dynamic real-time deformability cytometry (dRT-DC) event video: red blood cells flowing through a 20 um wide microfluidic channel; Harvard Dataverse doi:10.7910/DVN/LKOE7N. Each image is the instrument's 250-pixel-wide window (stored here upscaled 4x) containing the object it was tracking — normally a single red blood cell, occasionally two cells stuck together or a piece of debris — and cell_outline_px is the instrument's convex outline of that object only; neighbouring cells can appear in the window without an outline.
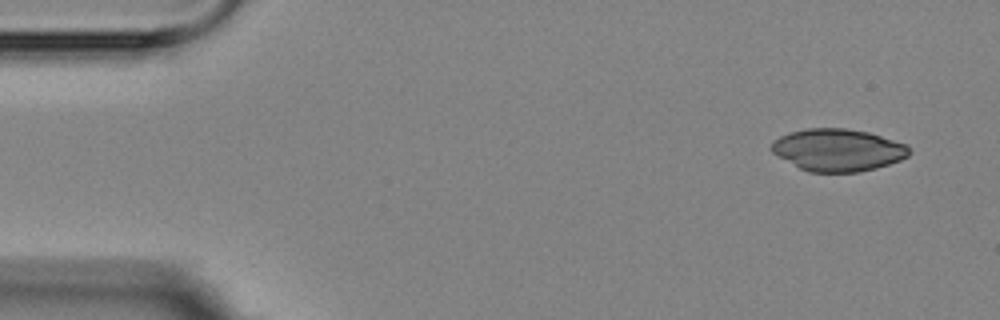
{"species": "Egyptian fruit bat (a non-hibernating species)", "species_latin": "Rousettus aegyptiacus", "temperature_condition": "room temperature", "stored_images_in_passage": 2, "camera_frame_rate_fps": 3000, "um_per_image_px": 0.085, "animal": {"sex": "female"}, "frame": {"image": 1, "passage_image": 2, "time_ms": 1.333, "image_size_px": [1000, 320], "cell_outline_px": [[912, 152], [908, 156], [900, 160], [876, 168], [860, 172], [808, 172], [800, 168], [772, 152], [768, 148], [772, 140], [788, 132], [808, 128], [844, 128], [868, 132], [908, 144]], "centroid_in_image_um": [71.22, 12.74], "position_along_channel_um": 13.8, "area_um2": 34.16}}